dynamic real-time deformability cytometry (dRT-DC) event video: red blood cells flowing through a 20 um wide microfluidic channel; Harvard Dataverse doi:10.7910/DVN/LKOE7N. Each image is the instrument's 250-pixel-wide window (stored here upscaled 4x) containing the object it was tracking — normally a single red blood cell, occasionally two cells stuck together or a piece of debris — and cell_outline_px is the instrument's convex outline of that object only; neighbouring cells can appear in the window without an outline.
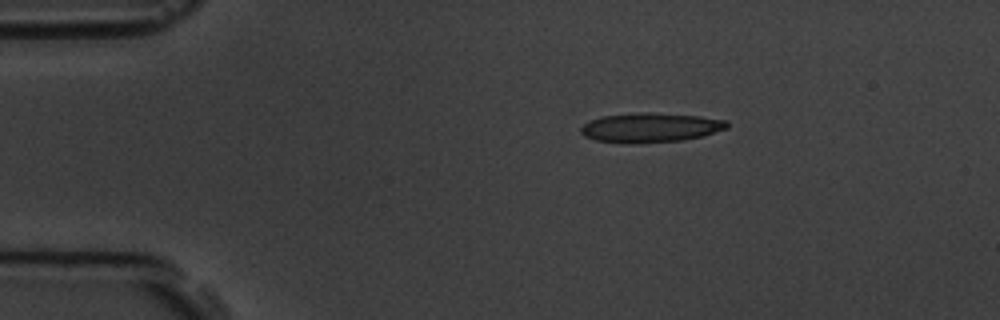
{"species": "common noctule bat (a hibernating species)", "species_latin": "Nyctalus noctula", "temperature_condition": "room temperature", "stored_images_in_passage": 2, "camera_frame_rate_fps": 3000, "um_per_image_px": 0.085, "animal": {"sex": "male", "body_mass_g": 19.5, "forearm_length_mm": 54.6}, "frame": {"image": 1, "passage_image": 1, "time_ms": 0.0, "image_size_px": [1000, 320], "cell_outline_px": [[728, 128], [704, 136], [680, 140], [596, 140], [584, 136], [580, 132], [580, 128], [584, 124], [592, 120], [604, 116], [700, 116], [728, 120]], "centroid_in_image_um": [55.39, 10.86], "position_along_channel_um": 29.6, "area_um2": 22.37}}